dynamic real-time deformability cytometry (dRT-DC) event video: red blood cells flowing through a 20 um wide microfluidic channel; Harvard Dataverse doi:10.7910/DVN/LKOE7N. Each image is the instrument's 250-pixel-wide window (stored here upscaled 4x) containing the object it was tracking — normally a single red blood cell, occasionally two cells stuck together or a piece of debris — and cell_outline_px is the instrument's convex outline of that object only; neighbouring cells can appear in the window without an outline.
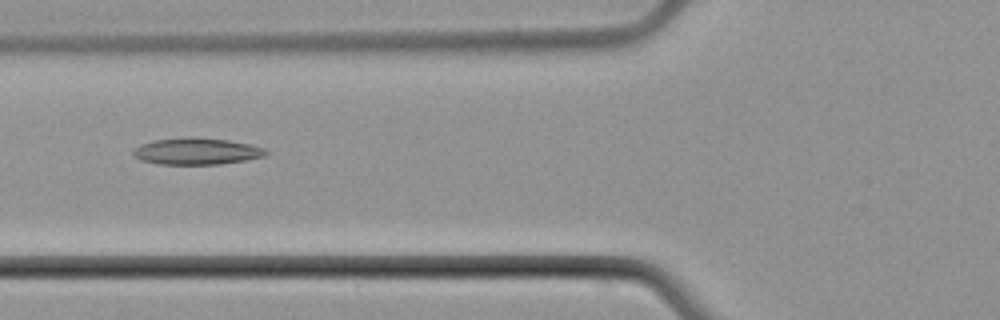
{"species": "common noctule bat (a hibernating species)", "species_latin": "Nyctalus noctula", "temperature_condition": "cold", "stored_images_in_passage": 4, "camera_frame_rate_fps": 3000, "um_per_image_px": 0.085, "animal": {"sex": "male", "body_mass_g": 21.5, "forearm_length_mm": 52.0}, "frame": {"image": 1, "passage_image": 4, "time_ms": 3.667, "image_size_px": [1000, 320], "cell_outline_px": [[268, 152], [264, 156], [248, 160], [220, 164], [156, 164], [140, 160], [132, 156], [132, 152], [140, 144], [152, 140], [192, 136], [228, 140], [248, 144], [264, 148]], "centroid_in_image_um": [16.67, 12.85], "position_along_channel_um": 109.1, "area_um2": 20.81}}